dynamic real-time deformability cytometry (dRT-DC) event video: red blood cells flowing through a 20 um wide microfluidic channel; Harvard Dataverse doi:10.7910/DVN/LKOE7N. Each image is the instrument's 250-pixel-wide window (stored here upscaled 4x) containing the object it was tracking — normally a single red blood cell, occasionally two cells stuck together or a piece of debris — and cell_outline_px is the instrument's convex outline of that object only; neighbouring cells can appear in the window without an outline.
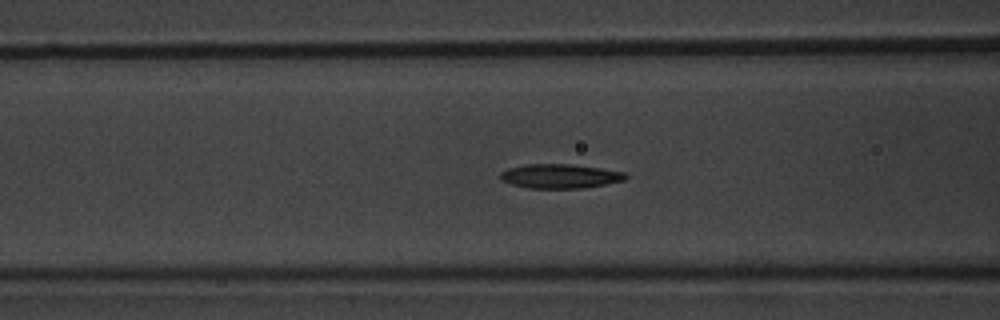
{"species": "common noctule bat (a hibernating species)", "species_latin": "Nyctalus noctula", "temperature_condition": "warm", "stored_images_in_passage": 37, "camera_frame_rate_fps": 3000, "um_per_image_px": 0.085, "animal": {"sex": "male", "body_mass_g": 20.1, "forearm_length_mm": 53.5}, "frame": {"image": 1, "passage_image": 6, "time_ms": 1.667, "image_size_px": [1000, 320], "cell_outline_px": [[628, 176], [624, 180], [584, 188], [528, 188], [512, 184], [500, 180], [500, 172], [508, 168], [524, 164], [572, 164], [600, 168], [624, 172]], "centroid_in_image_um": [47.57, 14.97], "position_along_channel_um": 119.0, "area_um2": 17.69}}
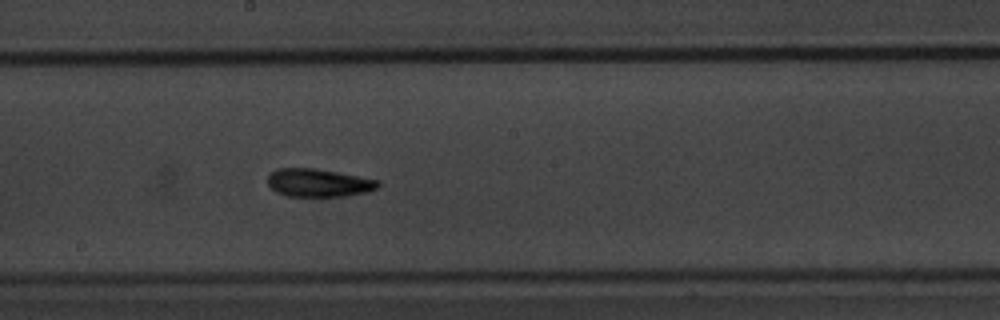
{"frame": {"image": 2, "passage_image": 14, "time_ms": 4.333, "image_size_px": [1000, 320], "cell_outline_px": [[380, 188], [368, 192], [344, 196], [288, 196], [276, 192], [268, 184], [268, 176], [276, 168], [316, 168], [380, 180]], "centroid_in_image_um": [27.12, 15.53], "position_along_channel_um": 221.1, "area_um2": 18.15}}
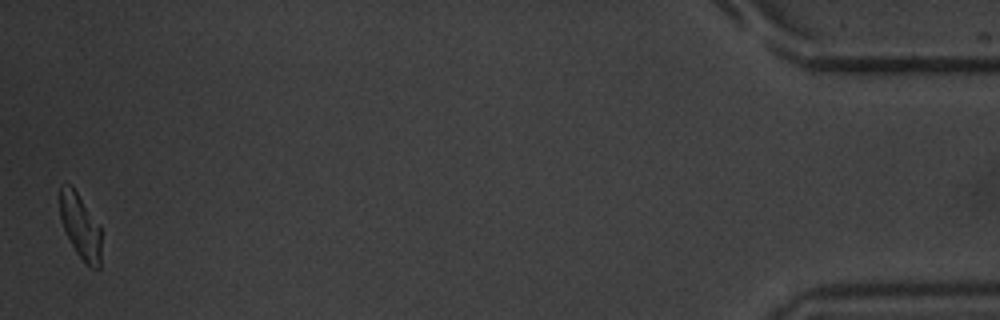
{"frame": {"image": 3, "passage_image": 37, "time_ms": 12.0, "image_size_px": [1000, 320], "cell_outline_px": [[100, 268], [92, 268], [76, 252], [64, 232], [60, 220], [60, 184], [72, 184], [100, 224]], "centroid_in_image_um": [6.81, 19.17], "position_along_channel_um": 428.4, "area_um2": 15.84}, "authors_computed_cell_mechanics": {"area_um2": 17.34, "velocity_mm_per_s": 3.8285, "shape_relaxation_time_tau1_ms": 2.5442, "shape_relaxation_time_tau2_ms": 4.1439, "deformation_change_tau1": 0.1517, "deformation_change_tau2": 0.1332}}